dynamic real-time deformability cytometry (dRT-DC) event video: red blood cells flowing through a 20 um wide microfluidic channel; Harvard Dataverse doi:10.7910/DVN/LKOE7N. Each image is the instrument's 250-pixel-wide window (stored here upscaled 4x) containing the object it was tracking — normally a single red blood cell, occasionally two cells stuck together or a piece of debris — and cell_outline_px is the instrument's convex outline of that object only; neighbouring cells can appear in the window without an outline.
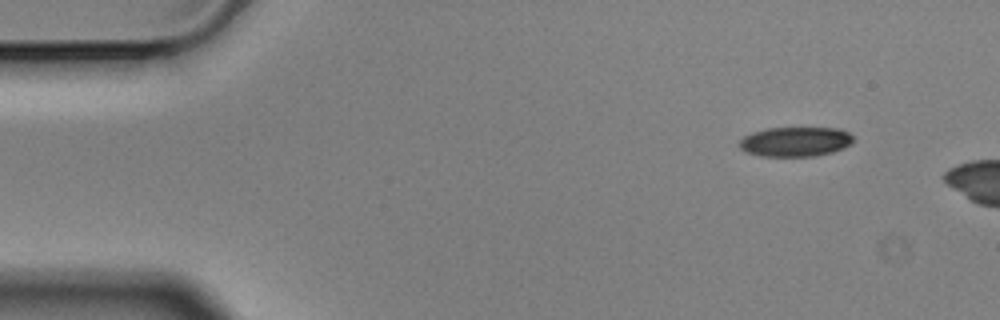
{"species": "Egyptian fruit bat (a non-hibernating species)", "species_latin": "Rousettus aegyptiacus", "temperature_condition": "cold", "stored_images_in_passage": 3, "camera_frame_rate_fps": 3000, "um_per_image_px": 0.085, "animal": {"sex": "male"}, "frame": {"image": 1, "passage_image": 1, "time_ms": 0.0, "image_size_px": [1000, 320], "cell_outline_px": [[856, 140], [852, 144], [844, 148], [832, 152], [816, 156], [760, 156], [748, 152], [740, 148], [740, 140], [744, 136], [752, 132], [768, 128], [840, 128], [848, 132]], "centroid_in_image_um": [67.66, 12.04], "position_along_channel_um": 17.3, "area_um2": 19.77}}